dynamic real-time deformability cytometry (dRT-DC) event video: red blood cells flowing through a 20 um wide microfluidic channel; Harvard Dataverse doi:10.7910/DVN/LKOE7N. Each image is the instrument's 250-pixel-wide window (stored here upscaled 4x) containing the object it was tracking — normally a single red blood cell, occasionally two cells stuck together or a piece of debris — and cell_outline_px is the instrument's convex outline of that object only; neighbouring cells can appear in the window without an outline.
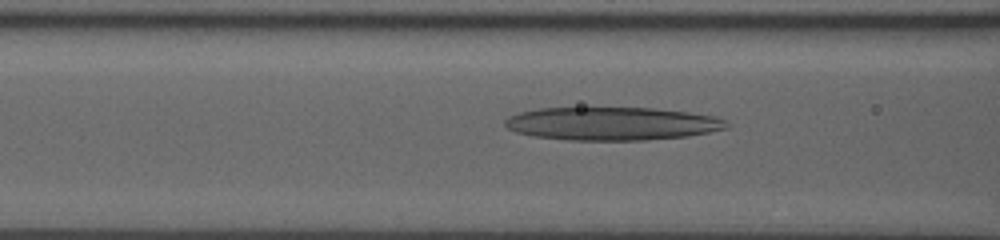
{"species": "human", "species_latin": "Homo sapiens", "temperature_condition": "room temperature", "stored_images_in_passage": 42, "camera_frame_rate_fps": 3000, "um_per_image_px": 0.085, "donor": {"sex": "male"}, "frame": {"image": 1, "passage_image": 10, "time_ms": 3.0, "image_size_px": [1000, 240], "cell_outline_px": [[728, 128], [688, 136], [644, 140], [568, 140], [532, 136], [516, 132], [508, 128], [504, 124], [504, 120], [508, 116], [520, 112], [540, 108], [652, 108], [688, 112], [716, 116], [724, 120], [728, 124]], "centroid_in_image_um": [52.0, 10.51], "position_along_channel_um": 114.6, "area_um2": 42.83}}
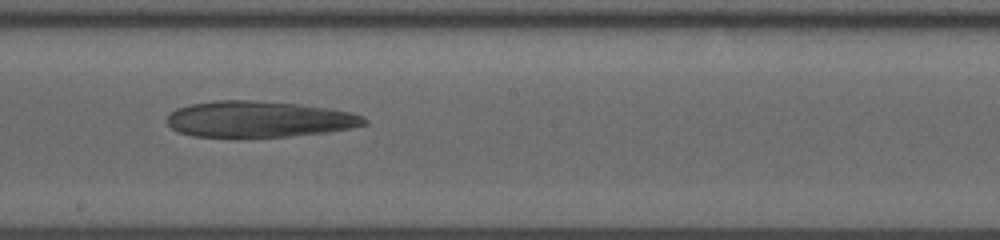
{"frame": {"image": 2, "passage_image": 19, "time_ms": 6.0, "image_size_px": [1000, 240], "cell_outline_px": [[368, 124], [352, 128], [328, 132], [288, 136], [192, 136], [180, 132], [172, 128], [168, 124], [168, 112], [176, 108], [192, 104], [212, 100], [252, 100], [300, 104], [328, 108], [352, 112], [364, 116], [368, 120]], "centroid_in_image_um": [22.05, 10.11], "position_along_channel_um": 226.1, "area_um2": 41.5}}
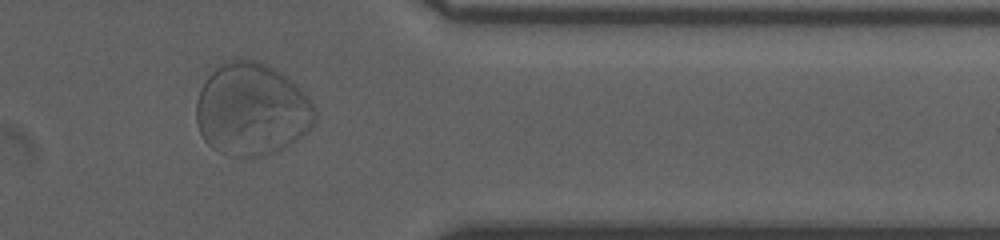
{"frame": {"image": 3, "passage_image": 33, "time_ms": 10.667, "image_size_px": [1000, 240], "cell_outline_px": [[316, 120], [292, 144], [276, 152], [264, 156], [236, 156], [220, 152], [212, 148], [204, 140], [196, 124], [196, 100], [200, 88], [204, 80], [224, 60], [236, 56], [244, 56], [256, 60], [280, 72], [316, 108]], "centroid_in_image_um": [21.33, 9.28], "position_along_channel_um": 390.1, "area_um2": 63.93}, "authors_computed_cell_mechanics": {"area_um2": 48.5809, "velocity_mm_per_s": 3.7214, "shape_relaxation_time_tau1_ms": null, "shape_relaxation_time_tau2_ms": 1.8946, "deformation_change_tau1": null, "deformation_change_tau2": 0.0477}}